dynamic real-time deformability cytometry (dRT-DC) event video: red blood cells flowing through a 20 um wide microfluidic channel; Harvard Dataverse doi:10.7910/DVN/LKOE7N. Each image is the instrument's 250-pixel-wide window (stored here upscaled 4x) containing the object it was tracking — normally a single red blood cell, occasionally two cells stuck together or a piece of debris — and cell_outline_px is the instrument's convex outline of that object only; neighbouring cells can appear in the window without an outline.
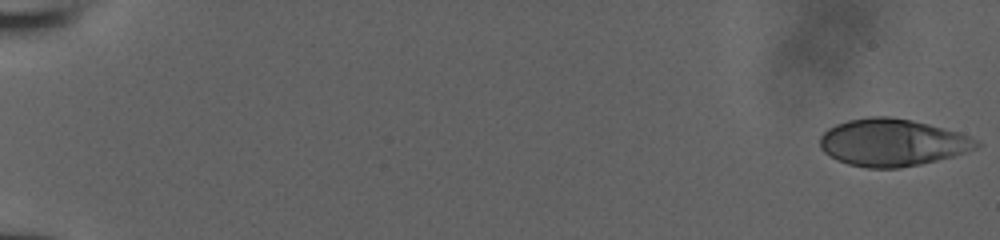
{"species": "human", "species_latin": "Homo sapiens", "temperature_condition": "room temperature", "stored_images_in_passage": 52, "camera_frame_rate_fps": 3000, "um_per_image_px": 0.085, "donor": {"sex": "male"}, "frame": {"image": 1, "passage_image": 1, "time_ms": 0.0, "image_size_px": [1000, 240], "cell_outline_px": [[980, 144], [976, 148], [952, 156], [920, 164], [900, 168], [868, 168], [848, 164], [836, 160], [824, 152], [820, 148], [820, 136], [828, 128], [836, 124], [848, 120], [868, 116], [892, 116], [912, 120], [960, 132], [976, 140]], "centroid_in_image_um": [75.8, 12.1], "position_along_channel_um": 9.2, "area_um2": 43.06}}
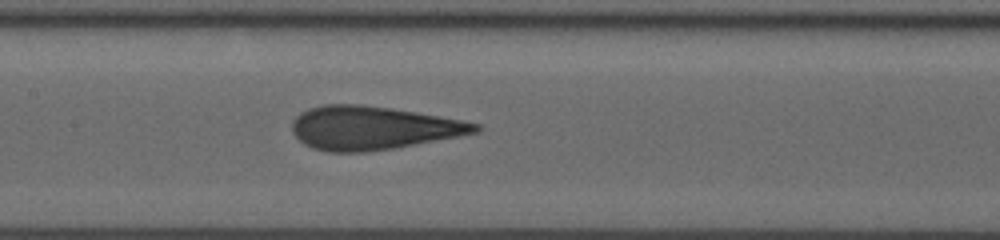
{"frame": {"image": 2, "passage_image": 28, "time_ms": 9.0, "image_size_px": [1000, 240], "cell_outline_px": [[480, 132], [396, 148], [364, 152], [328, 152], [312, 148], [304, 144], [292, 132], [292, 120], [300, 112], [308, 108], [324, 104], [360, 104], [392, 108], [464, 120], [480, 124]], "centroid_in_image_um": [31.68, 10.87], "position_along_channel_um": 175.7, "area_um2": 46.64}}
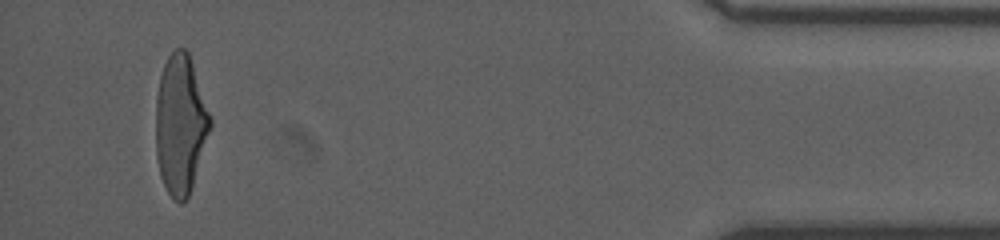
{"frame": {"image": 3, "passage_image": 50, "time_ms": 16.333, "image_size_px": [1000, 240], "cell_outline_px": [[212, 124], [188, 196], [180, 204], [168, 192], [160, 176], [156, 156], [156, 96], [160, 76], [164, 64], [168, 56], [176, 48], [184, 48], [188, 52], [212, 120]], "centroid_in_image_um": [15.32, 10.56], "position_along_channel_um": 419.9, "area_um2": 43.52}}